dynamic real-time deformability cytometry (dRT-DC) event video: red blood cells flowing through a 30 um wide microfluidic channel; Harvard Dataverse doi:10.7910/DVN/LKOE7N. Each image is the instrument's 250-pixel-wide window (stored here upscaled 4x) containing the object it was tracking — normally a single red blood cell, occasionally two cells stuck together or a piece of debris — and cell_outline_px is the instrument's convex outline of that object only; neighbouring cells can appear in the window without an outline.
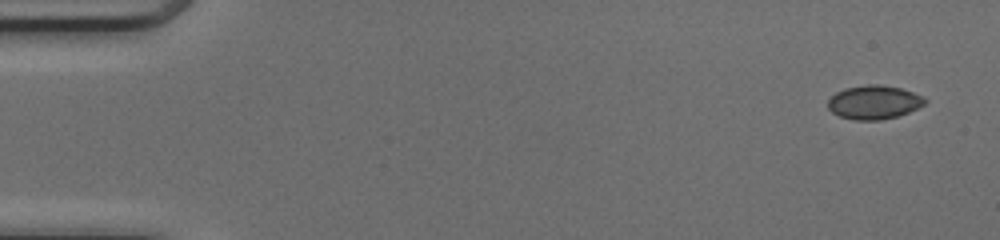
{"species": "common noctule bat (a hibernating species)", "species_latin": "Nyctalus noctula", "temperature_condition": "cold", "stored_images_in_passage": 48, "camera_frame_rate_fps": 3000, "um_per_image_px": 0.085, "animal": {"sex": "female", "body_mass_g": 17.0, "forearm_length_mm": 48.0}, "frame": {"image": 1, "passage_image": 1, "time_ms": 0.0, "image_size_px": [1000, 240], "cell_outline_px": [[928, 100], [924, 104], [908, 112], [896, 116], [880, 120], [856, 120], [840, 116], [832, 112], [828, 108], [828, 100], [836, 92], [844, 88], [868, 84], [880, 84], [900, 88], [924, 96]], "centroid_in_image_um": [74.28, 8.68], "position_along_channel_um": 10.7, "area_um2": 19.02}}
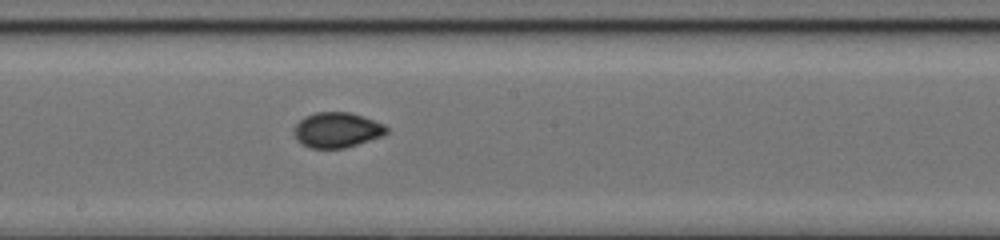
{"frame": {"image": 2, "passage_image": 26, "time_ms": 8.333, "image_size_px": [1000, 240], "cell_outline_px": [[388, 132], [380, 136], [344, 148], [312, 148], [296, 140], [292, 128], [304, 116], [316, 112], [348, 112], [364, 116], [384, 124], [388, 128]], "centroid_in_image_um": [28.61, 11.03], "position_along_channel_um": 219.6, "area_um2": 18.9}}
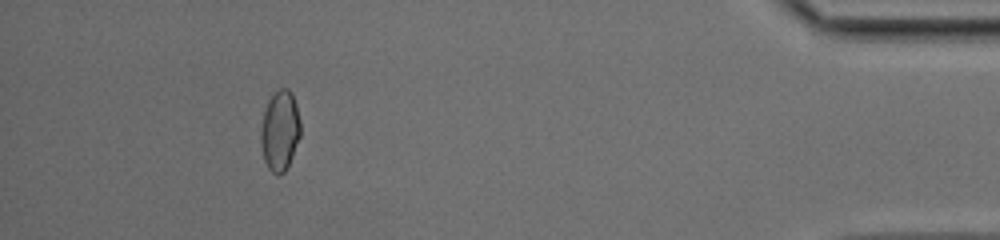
{"frame": {"image": 3, "passage_image": 44, "time_ms": 14.333, "image_size_px": [1000, 240], "cell_outline_px": [[300, 136], [292, 156], [284, 172], [276, 176], [268, 168], [264, 160], [260, 144], [260, 128], [264, 112], [268, 100], [280, 88], [288, 88], [292, 92], [296, 104], [300, 120]], "centroid_in_image_um": [23.78, 11.11], "position_along_channel_um": 411.4, "area_um2": 18.61}, "authors_computed_cell_mechanics": {"area_um2": 18.6694, "velocity_mm_per_s": 4.1982, "shape_relaxation_time_tau1_ms": 7.6824, "shape_relaxation_time_tau2_ms": 1.5992, "deformation_change_tau1": 0.1181, "deformation_change_tau2": 0.0298}}